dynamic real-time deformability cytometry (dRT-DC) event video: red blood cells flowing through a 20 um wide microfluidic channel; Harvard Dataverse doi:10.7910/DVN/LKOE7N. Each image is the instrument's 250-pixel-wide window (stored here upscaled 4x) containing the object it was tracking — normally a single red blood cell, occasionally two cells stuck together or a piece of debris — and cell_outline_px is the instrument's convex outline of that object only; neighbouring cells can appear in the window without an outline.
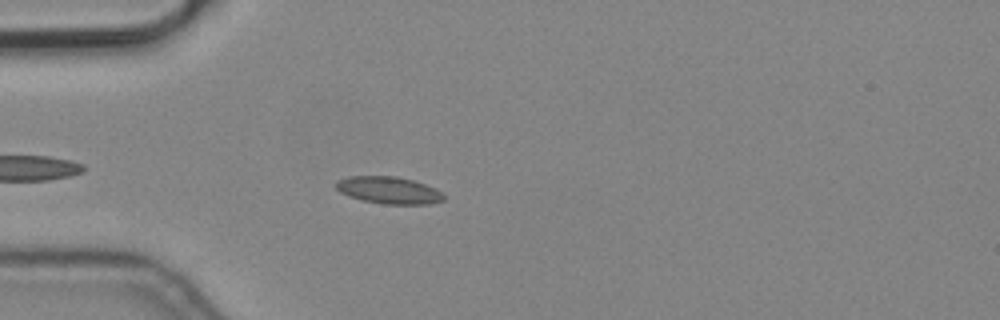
{"species": "common noctule bat (a hibernating species)", "species_latin": "Nyctalus noctula", "temperature_condition": "cold", "stored_images_in_passage": 6, "camera_frame_rate_fps": 3000, "um_per_image_px": 0.085, "animal": {"sex": "male", "body_mass_g": 19.2, "forearm_length_mm": 51.8}, "frame": {"image": 1, "passage_image": 4, "time_ms": 1.0, "image_size_px": [1000, 320], "cell_outline_px": [[444, 200], [428, 204], [384, 204], [360, 200], [348, 196], [340, 192], [336, 188], [336, 180], [348, 176], [396, 176], [412, 180], [436, 188], [444, 196]], "centroid_in_image_um": [33.01, 16.16], "position_along_channel_um": 52.0, "area_um2": 17.05}}